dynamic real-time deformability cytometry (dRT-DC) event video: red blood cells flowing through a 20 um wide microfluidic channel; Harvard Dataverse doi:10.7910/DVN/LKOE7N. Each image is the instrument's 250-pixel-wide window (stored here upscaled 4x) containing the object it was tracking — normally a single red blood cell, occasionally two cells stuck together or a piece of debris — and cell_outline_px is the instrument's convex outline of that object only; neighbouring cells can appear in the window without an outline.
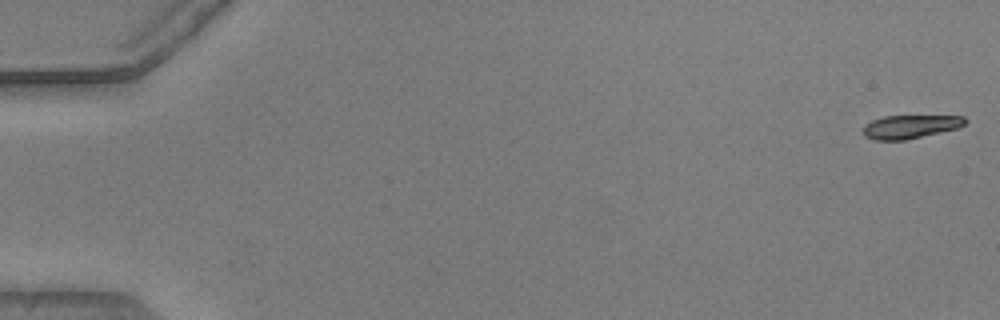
{"species": "common noctule bat (a hibernating species)", "species_latin": "Nyctalus noctula", "temperature_condition": "warm", "stored_images_in_passage": 14, "camera_frame_rate_fps": 3000, "um_per_image_px": 0.085, "animal": {"sex": "male", "body_mass_g": 20.5, "forearm_length_mm": 52.5}, "frame": {"image": 1, "passage_image": 1, "time_ms": 0.0, "image_size_px": [1000, 320], "cell_outline_px": [[968, 120], [964, 124], [956, 128], [904, 140], [876, 140], [864, 136], [864, 128], [872, 120], [884, 116], [964, 116]], "centroid_in_image_um": [77.37, 10.76], "position_along_channel_um": 7.6, "area_um2": 13.58}}